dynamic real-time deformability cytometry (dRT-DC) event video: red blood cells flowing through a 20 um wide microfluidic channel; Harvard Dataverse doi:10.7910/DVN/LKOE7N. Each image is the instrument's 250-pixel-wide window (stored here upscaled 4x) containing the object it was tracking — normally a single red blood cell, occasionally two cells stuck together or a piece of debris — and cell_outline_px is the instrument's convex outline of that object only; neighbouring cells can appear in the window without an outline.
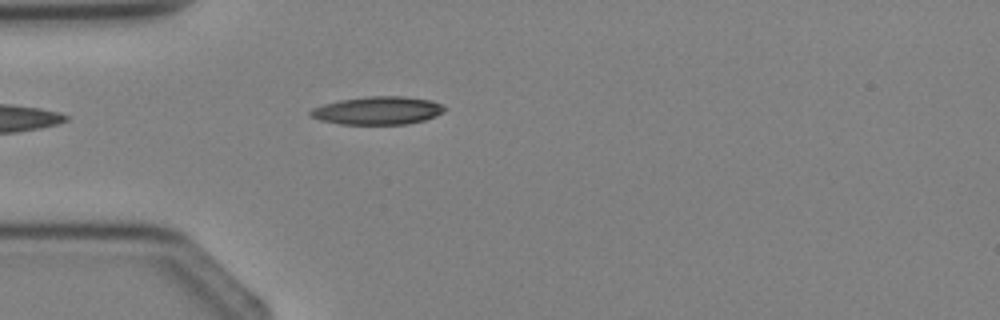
{"species": "Egyptian fruit bat (a non-hibernating species)", "species_latin": "Rousettus aegyptiacus", "temperature_condition": "cold", "stored_images_in_passage": 1, "camera_frame_rate_fps": 3000, "um_per_image_px": 0.085, "animal": {"sex": "female"}, "frame": {"image": 1, "passage_image": 1, "time_ms": 0.0, "image_size_px": [1000, 320], "cell_outline_px": [[448, 108], [444, 112], [436, 116], [424, 120], [408, 124], [340, 124], [320, 120], [312, 116], [308, 112], [312, 108], [324, 104], [340, 100], [368, 96], [404, 96], [432, 100]], "centroid_in_image_um": [32.14, 9.39], "position_along_channel_um": 52.9, "area_um2": 21.96}}